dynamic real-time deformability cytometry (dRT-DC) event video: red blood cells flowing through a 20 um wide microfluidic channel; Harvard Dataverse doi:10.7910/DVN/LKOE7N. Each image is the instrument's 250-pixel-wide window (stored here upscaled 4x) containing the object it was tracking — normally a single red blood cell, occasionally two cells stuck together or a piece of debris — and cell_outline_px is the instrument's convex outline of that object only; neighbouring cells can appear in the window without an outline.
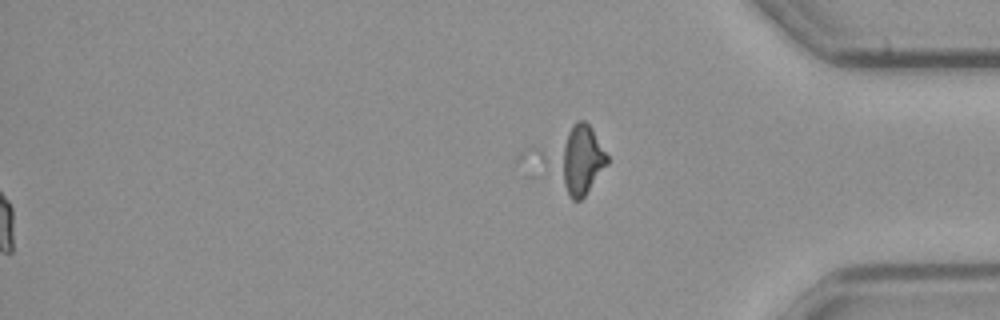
{"species": "common noctule bat (a hibernating species)", "species_latin": "Nyctalus noctula", "temperature_condition": "cold", "stored_images_in_passage": 57, "segment_of_instrument_passage": [2, 2], "camera_frame_rate_fps": 3000, "um_per_image_px": 0.085, "animal": {"sex": "male", "body_mass_g": 23.1, "forearm_length_mm": 52.7}, "frame": {"image": 1, "passage_image": 57, "time_ms": 18.667, "image_size_px": [1000, 320], "cell_outline_px": [[608, 164], [584, 196], [580, 200], [572, 200], [564, 184], [556, 160], [556, 156], [572, 124], [576, 120], [584, 120], [592, 128], [608, 156]], "centroid_in_image_um": [49.38, 13.55], "position_along_channel_um": 385.8, "area_um2": 19.31}}